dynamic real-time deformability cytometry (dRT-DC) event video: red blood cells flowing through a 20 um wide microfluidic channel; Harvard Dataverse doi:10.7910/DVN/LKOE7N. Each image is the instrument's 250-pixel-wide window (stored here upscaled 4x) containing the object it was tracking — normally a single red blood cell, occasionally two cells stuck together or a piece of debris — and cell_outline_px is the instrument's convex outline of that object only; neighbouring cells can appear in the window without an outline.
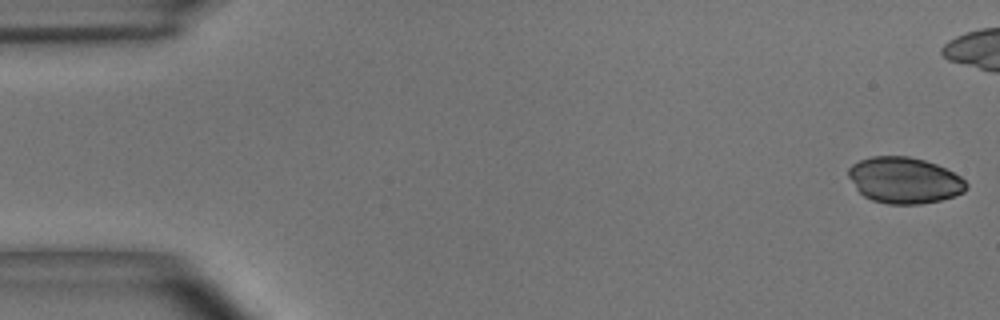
{"species": "common noctule bat (a hibernating species)", "species_latin": "Nyctalus noctula", "temperature_condition": "room temperature", "stored_images_in_passage": 6, "camera_frame_rate_fps": 3000, "um_per_image_px": 0.085, "animal": {"sex": "male", "body_mass_g": 15.6}, "frame": {"image": 1, "passage_image": 1, "time_ms": 0.0, "image_size_px": [1000, 320], "cell_outline_px": [[968, 188], [964, 192], [940, 200], [920, 204], [888, 204], [872, 200], [864, 196], [856, 188], [848, 176], [848, 168], [852, 164], [860, 160], [872, 156], [908, 156], [924, 160], [936, 164], [960, 176], [968, 184]], "centroid_in_image_um": [76.86, 15.32], "position_along_channel_um": 8.1, "area_um2": 31.62}}